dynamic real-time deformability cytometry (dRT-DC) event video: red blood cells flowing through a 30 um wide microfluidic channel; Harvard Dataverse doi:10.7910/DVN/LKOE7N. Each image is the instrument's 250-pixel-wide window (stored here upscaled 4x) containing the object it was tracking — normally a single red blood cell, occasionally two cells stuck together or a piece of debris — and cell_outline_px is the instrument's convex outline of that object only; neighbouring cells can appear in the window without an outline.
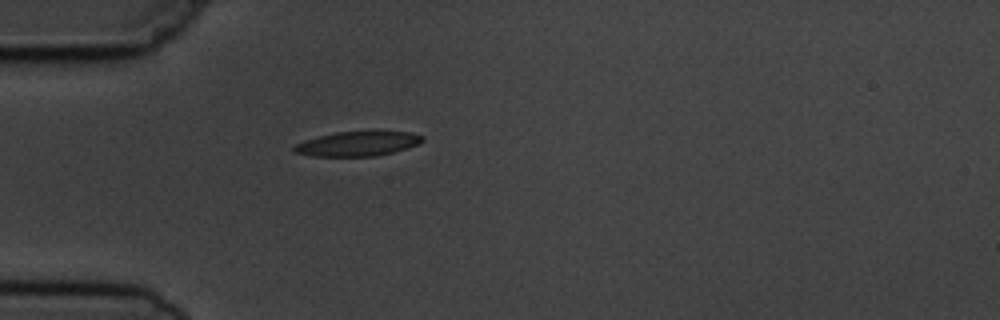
{"species": "common noctule bat (a hibernating species)", "species_latin": "Nyctalus noctula", "temperature_condition": "cold", "stored_images_in_passage": 1, "camera_frame_rate_fps": 3000, "um_per_image_px": 0.085, "animal": {"sex": "male", "body_mass_g": 19.5, "forearm_length_mm": 54.6}, "frame": {"image": 1, "passage_image": 1, "time_ms": 0.0, "image_size_px": [1000, 320], "cell_outline_px": [[424, 140], [408, 148], [376, 156], [312, 156], [296, 152], [292, 148], [296, 144], [304, 140], [336, 132], [412, 132], [424, 136]], "centroid_in_image_um": [30.41, 12.22], "position_along_channel_um": 54.6, "area_um2": 18.09}}